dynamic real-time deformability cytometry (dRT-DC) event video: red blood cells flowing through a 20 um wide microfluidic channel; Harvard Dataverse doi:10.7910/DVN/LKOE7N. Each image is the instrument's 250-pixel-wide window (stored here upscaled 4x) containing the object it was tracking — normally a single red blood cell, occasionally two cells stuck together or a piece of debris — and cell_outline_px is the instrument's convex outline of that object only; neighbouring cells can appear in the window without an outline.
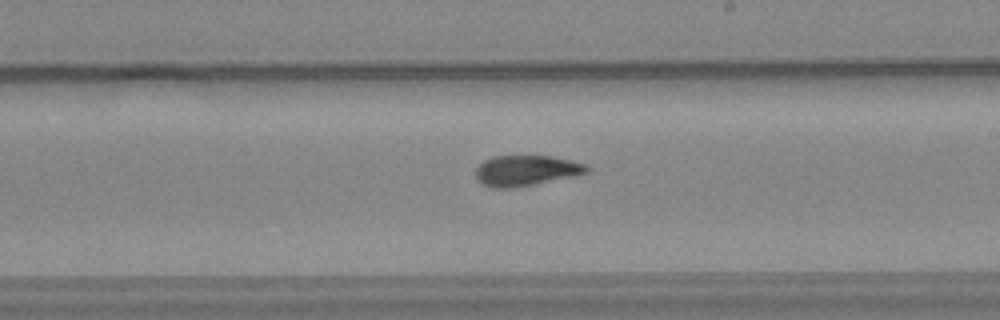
{"species": "common noctule bat (a hibernating species)", "species_latin": "Nyctalus noctula", "temperature_condition": "warm", "stored_images_in_passage": 31, "camera_frame_rate_fps": 3000, "um_per_image_px": 0.085, "animal": {"sex": "female", "body_mass_g": 24.6, "forearm_length_mm": 56.2}, "frame": {"image": 1, "passage_image": 18, "time_ms": 5.667, "image_size_px": [1000, 320], "cell_outline_px": [[588, 172], [572, 176], [532, 184], [508, 188], [492, 188], [476, 180], [476, 168], [484, 160], [492, 156], [552, 156], [584, 164], [588, 168]], "centroid_in_image_um": [44.65, 14.49], "position_along_channel_um": 244.4, "area_um2": 19.36}}